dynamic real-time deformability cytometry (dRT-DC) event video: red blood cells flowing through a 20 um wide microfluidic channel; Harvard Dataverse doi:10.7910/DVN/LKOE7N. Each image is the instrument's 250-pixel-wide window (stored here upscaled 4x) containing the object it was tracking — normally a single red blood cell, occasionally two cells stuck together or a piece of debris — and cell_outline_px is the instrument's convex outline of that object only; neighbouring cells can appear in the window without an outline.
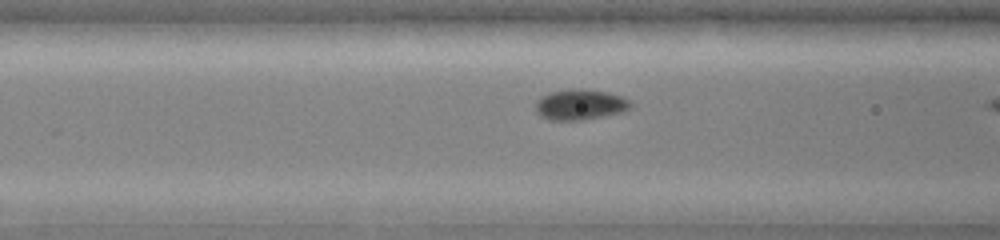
{"species": "common noctule bat (a hibernating species)", "species_latin": "Nyctalus noctula", "temperature_condition": "warm", "stored_images_in_passage": 10, "camera_frame_rate_fps": 3000, "um_per_image_px": 0.085, "animal": {"sex": "female", "body_mass_g": 19.0, "forearm_length_mm": 51.5}, "frame": {"image": 1, "passage_image": 9, "time_ms": 2.667, "image_size_px": [1000, 240], "cell_outline_px": [[632, 108], [624, 112], [584, 120], [548, 120], [540, 116], [536, 112], [536, 100], [548, 92], [572, 88], [584, 88], [608, 92], [624, 96], [632, 104]], "centroid_in_image_um": [49.33, 8.88], "position_along_channel_um": 117.3, "area_um2": 17.4}}